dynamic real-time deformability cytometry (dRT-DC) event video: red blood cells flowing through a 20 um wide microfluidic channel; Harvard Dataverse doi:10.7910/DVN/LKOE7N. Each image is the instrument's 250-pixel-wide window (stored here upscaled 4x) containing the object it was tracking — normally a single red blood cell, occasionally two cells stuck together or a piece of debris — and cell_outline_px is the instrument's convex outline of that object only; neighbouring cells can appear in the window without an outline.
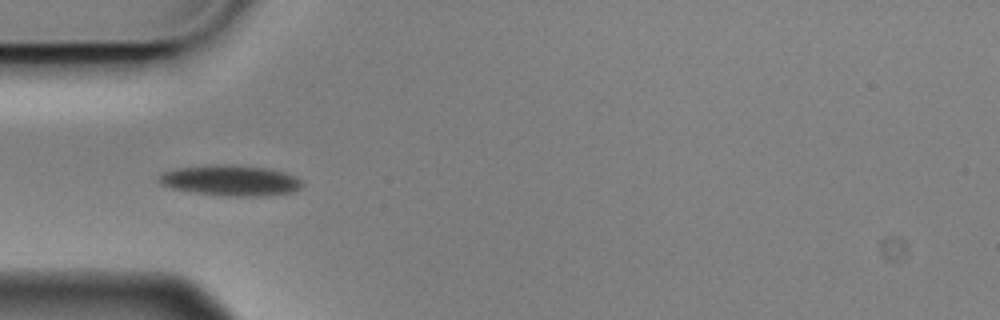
{"species": "Egyptian fruit bat (a non-hibernating species)", "species_latin": "Rousettus aegyptiacus", "temperature_condition": "cold", "stored_images_in_passage": 5, "camera_frame_rate_fps": 3000, "um_per_image_px": 0.085, "animal": {"sex": "male"}, "frame": {"image": 1, "passage_image": 5, "time_ms": 1.333, "image_size_px": [1000, 320], "cell_outline_px": [[304, 184], [300, 188], [292, 192], [264, 196], [228, 196], [196, 192], [172, 188], [160, 184], [156, 180], [156, 176], [160, 172], [172, 168], [204, 164], [236, 164], [268, 168], [284, 172], [296, 176]], "centroid_in_image_um": [19.53, 15.31], "position_along_channel_um": 65.5, "area_um2": 26.18}}